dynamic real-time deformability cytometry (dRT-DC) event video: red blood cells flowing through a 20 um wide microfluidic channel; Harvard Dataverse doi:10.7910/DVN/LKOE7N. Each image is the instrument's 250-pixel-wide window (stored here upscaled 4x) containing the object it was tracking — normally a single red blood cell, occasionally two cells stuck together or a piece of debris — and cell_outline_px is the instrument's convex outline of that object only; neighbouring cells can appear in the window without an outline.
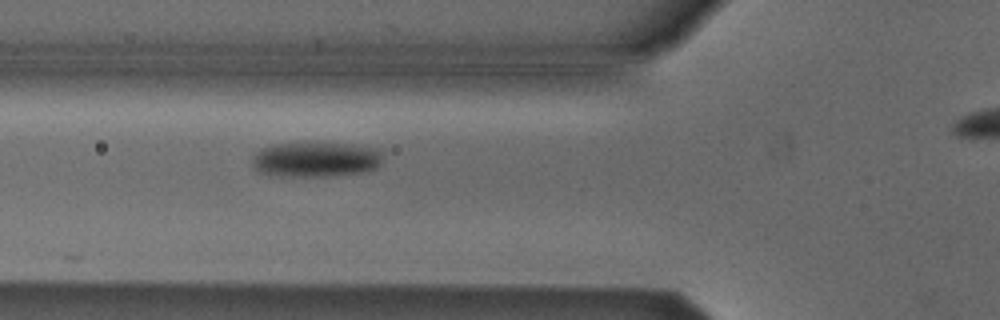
{"species": "Egyptian fruit bat (a non-hibernating species)", "species_latin": "Rousettus aegyptiacus", "temperature_condition": "cold", "stored_images_in_passage": 3, "segment_of_instrument_passage": [1, 2], "camera_frame_rate_fps": 3000, "um_per_image_px": 0.085, "animal": {"sex": "male"}, "frame": {"image": 1, "passage_image": 2, "time_ms": 1.0, "image_size_px": [1000, 320], "cell_outline_px": [[380, 164], [376, 168], [364, 172], [332, 176], [280, 176], [256, 172], [252, 164], [252, 156], [260, 148], [272, 144], [304, 140], [352, 144], [380, 148]], "centroid_in_image_um": [26.79, 13.51], "position_along_channel_um": 99.0, "area_um2": 27.86}}